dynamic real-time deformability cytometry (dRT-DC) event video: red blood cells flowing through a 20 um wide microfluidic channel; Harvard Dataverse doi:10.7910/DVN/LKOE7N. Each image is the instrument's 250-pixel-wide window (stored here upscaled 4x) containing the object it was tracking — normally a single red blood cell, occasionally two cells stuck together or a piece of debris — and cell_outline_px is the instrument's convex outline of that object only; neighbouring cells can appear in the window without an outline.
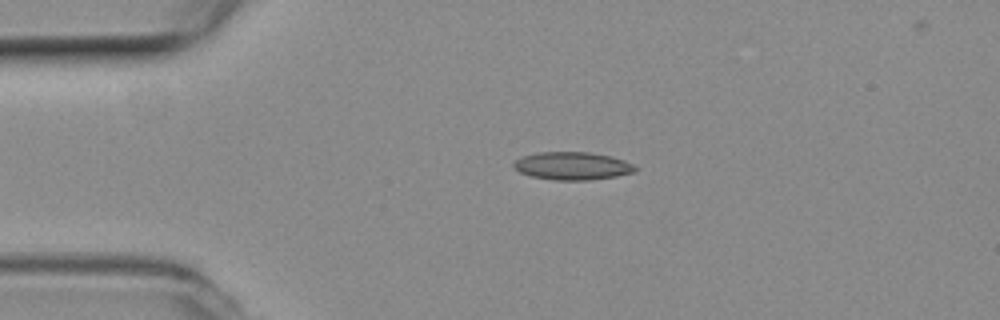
{"species": "common noctule bat (a hibernating species)", "species_latin": "Nyctalus noctula", "temperature_condition": "room temperature", "stored_images_in_passage": 3, "camera_frame_rate_fps": 3000, "um_per_image_px": 0.085, "animal": {"sex": "female", "body_mass_g": 19.3, "forearm_length_mm": 54.1}, "frame": {"image": 1, "passage_image": 2, "time_ms": 0.333, "image_size_px": [1000, 320], "cell_outline_px": [[636, 172], [616, 176], [588, 180], [556, 180], [532, 176], [520, 172], [512, 164], [520, 156], [536, 152], [588, 152], [612, 156], [624, 160], [632, 164], [636, 168]], "centroid_in_image_um": [48.65, 14.09], "position_along_channel_um": 36.4, "area_um2": 19.71}}